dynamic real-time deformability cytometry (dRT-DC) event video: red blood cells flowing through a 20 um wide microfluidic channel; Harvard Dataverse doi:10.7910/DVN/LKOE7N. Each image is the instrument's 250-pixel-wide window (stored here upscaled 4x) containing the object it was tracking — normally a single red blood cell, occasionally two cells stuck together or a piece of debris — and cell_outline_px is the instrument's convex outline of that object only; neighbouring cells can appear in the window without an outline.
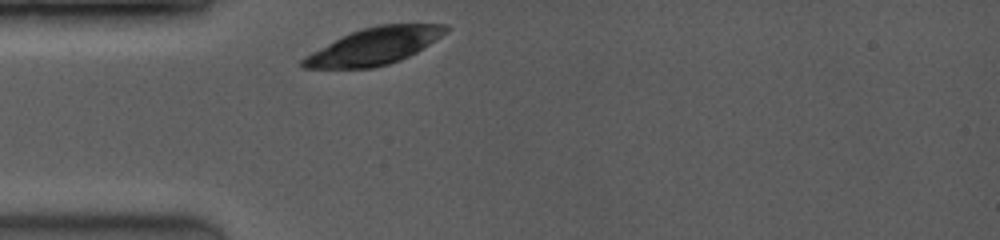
{"species": "common noctule bat (a hibernating species)", "species_latin": "Nyctalus noctula", "temperature_condition": "room temperature", "stored_images_in_passage": 1, "camera_frame_rate_fps": 3500, "um_per_image_px": 0.085, "animal": {"sex": "female", "body_mass_g": 19.0, "forearm_length_mm": 53.3}, "frame": {"image": 1, "passage_image": 1, "time_ms": 0.0, "image_size_px": [1000, 240], "cell_outline_px": [[452, 28], [448, 32], [436, 40], [416, 52], [400, 60], [388, 64], [372, 68], [300, 68], [300, 60], [304, 56], [352, 32], [364, 28], [380, 24], [448, 24]], "centroid_in_image_um": [31.85, 3.92], "position_along_channel_um": 53.1, "area_um2": 30.4}}